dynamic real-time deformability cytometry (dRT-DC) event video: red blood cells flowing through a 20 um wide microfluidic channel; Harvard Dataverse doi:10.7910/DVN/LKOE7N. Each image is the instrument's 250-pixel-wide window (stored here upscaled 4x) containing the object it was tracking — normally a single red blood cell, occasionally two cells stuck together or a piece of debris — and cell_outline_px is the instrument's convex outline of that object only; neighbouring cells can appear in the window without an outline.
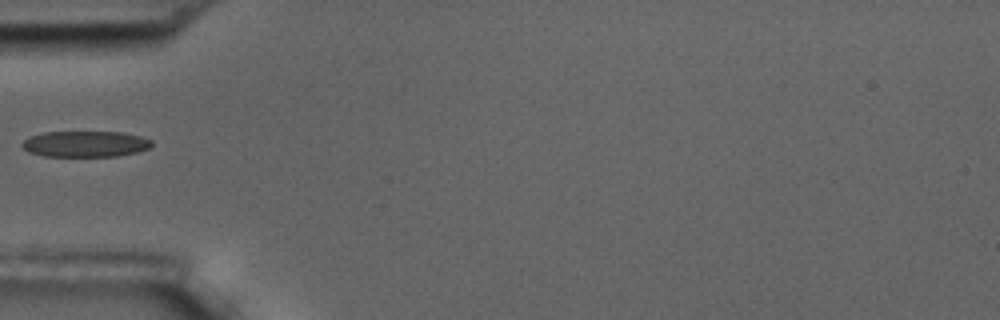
{"species": "common noctule bat (a hibernating species)", "species_latin": "Nyctalus noctula", "temperature_condition": "room temperature", "stored_images_in_passage": 1, "camera_frame_rate_fps": 3000, "um_per_image_px": 0.085, "animal": {"sex": "male", "body_mass_g": 17.5, "forearm_length_mm": 52.3}, "frame": {"image": 1, "passage_image": 1, "time_ms": 0.0, "image_size_px": [1000, 320], "cell_outline_px": [[152, 144], [148, 148], [136, 152], [116, 156], [44, 156], [28, 152], [20, 144], [28, 136], [44, 132], [124, 132], [140, 136], [152, 140]], "centroid_in_image_um": [7.22, 12.23], "position_along_channel_um": 77.8, "area_um2": 19.65}}